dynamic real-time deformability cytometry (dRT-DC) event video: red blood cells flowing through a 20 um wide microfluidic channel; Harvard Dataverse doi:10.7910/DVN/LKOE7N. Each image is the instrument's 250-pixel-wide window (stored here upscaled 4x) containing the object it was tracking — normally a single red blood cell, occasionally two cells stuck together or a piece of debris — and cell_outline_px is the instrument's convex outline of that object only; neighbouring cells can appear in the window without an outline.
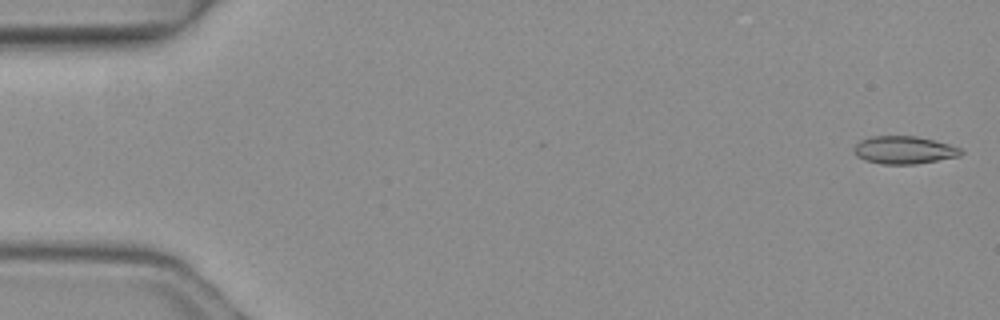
{"species": "common noctule bat (a hibernating species)", "species_latin": "Nyctalus noctula", "temperature_condition": "warm", "stored_images_in_passage": 5, "camera_frame_rate_fps": 3000, "um_per_image_px": 0.085, "animal": {"sex": "female", "body_mass_g": 19.3, "forearm_length_mm": 54.1}, "frame": {"image": 1, "passage_image": 1, "time_ms": 0.0, "image_size_px": [1000, 320], "cell_outline_px": [[964, 152], [960, 156], [916, 164], [880, 164], [864, 160], [856, 156], [852, 152], [852, 148], [860, 140], [872, 136], [916, 136], [948, 144], [960, 148]], "centroid_in_image_um": [76.79, 12.76], "position_along_channel_um": 8.2, "area_um2": 17.4}}